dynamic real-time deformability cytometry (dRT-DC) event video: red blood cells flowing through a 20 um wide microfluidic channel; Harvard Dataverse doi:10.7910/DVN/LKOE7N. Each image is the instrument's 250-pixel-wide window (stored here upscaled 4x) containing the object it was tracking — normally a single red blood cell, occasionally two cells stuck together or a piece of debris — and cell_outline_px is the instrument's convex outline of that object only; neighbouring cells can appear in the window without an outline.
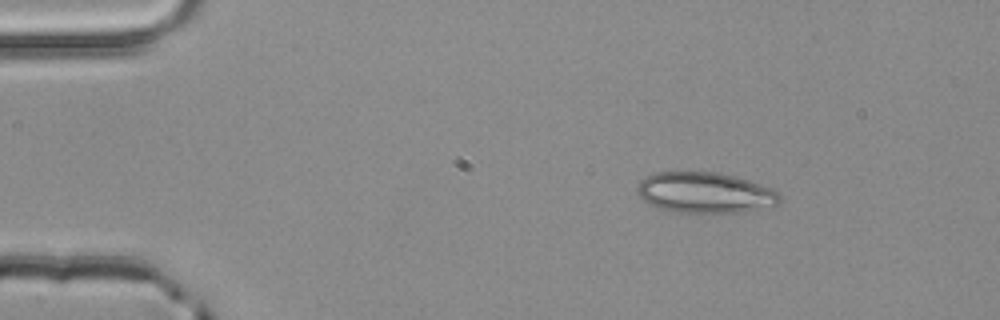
{"species": "common noctule bat (a hibernating species)", "species_latin": "Nyctalus noctula", "temperature_condition": "room temperature", "stored_images_in_passage": 8, "camera_frame_rate_fps": 3000, "um_per_image_px": 0.085, "animal": {"sex": "male", "body_mass_g": 20.4}, "frame": {"image": 1, "passage_image": 1, "time_ms": 0.0, "image_size_px": [1000, 320], "cell_outline_px": [[780, 200], [776, 204], [740, 212], [672, 212], [656, 208], [644, 200], [636, 192], [636, 188], [640, 180], [644, 176], [656, 172], [720, 172], [736, 176], [748, 180], [768, 188], [776, 192], [780, 196]], "centroid_in_image_um": [59.82, 16.36], "position_along_channel_um": 25.2, "area_um2": 33.58}}
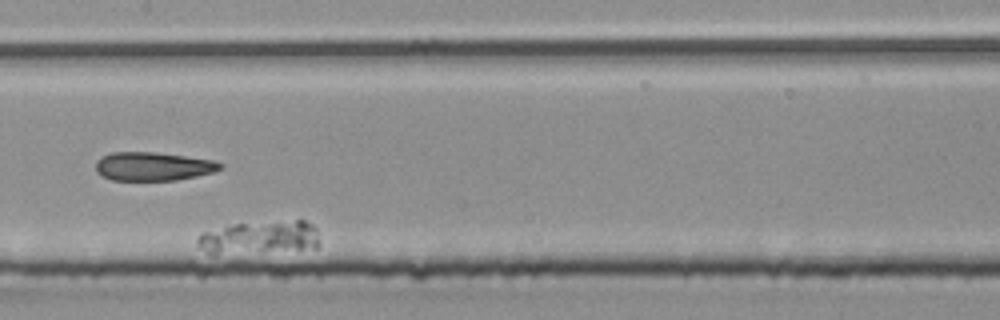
{"frame": {"image": 2, "passage_image": 5, "time_ms": 1.333, "image_size_px": [1000, 320], "cell_outline_px": [[320, 244], [316, 248], [216, 256], [212, 256], [204, 252], [196, 244], [196, 240], [200, 232], [236, 224], [296, 220], [304, 220], [312, 224], [316, 228]], "centroid_in_image_um": [22.0, 20.23], "position_along_channel_um": 185.4, "area_um2": 24.33}}
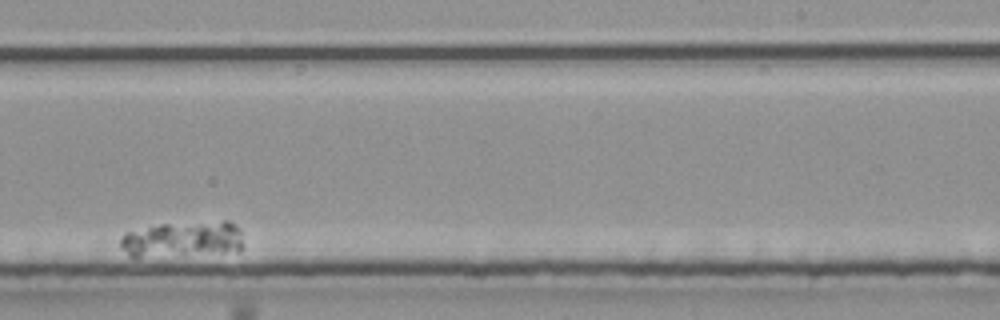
{"frame": {"image": 3, "passage_image": 7, "time_ms": 2.0, "image_size_px": [1000, 320], "cell_outline_px": [[244, 244], [240, 252], [140, 256], [128, 256], [120, 248], [120, 236], [124, 232], [160, 224], [224, 220], [228, 220], [236, 224], [240, 228]], "centroid_in_image_um": [15.58, 20.32], "position_along_channel_um": 273.4, "area_um2": 26.18}}